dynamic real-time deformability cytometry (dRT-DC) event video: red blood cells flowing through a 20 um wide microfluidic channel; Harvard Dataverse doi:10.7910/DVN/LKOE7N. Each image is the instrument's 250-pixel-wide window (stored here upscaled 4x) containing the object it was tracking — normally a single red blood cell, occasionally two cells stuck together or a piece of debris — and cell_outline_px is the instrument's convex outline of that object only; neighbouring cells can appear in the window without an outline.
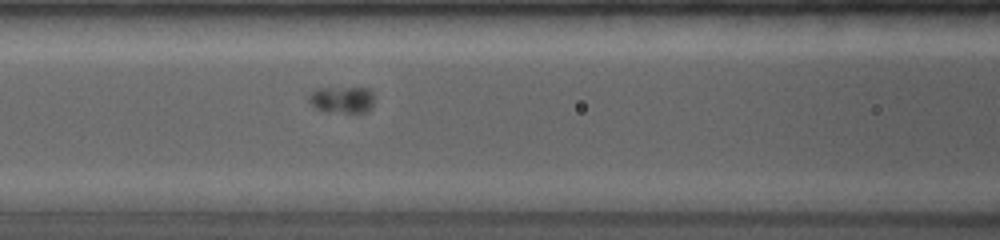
{"species": "common noctule bat (a hibernating species)", "species_latin": "Nyctalus noctula", "temperature_condition": "room temperature", "stored_images_in_passage": 10, "camera_frame_rate_fps": 4000, "um_per_image_px": 0.085, "animal": {"sex": "female", "body_mass_g": 19.0, "forearm_length_mm": 53.3}, "frame": {"image": 1, "passage_image": 7, "time_ms": 4.0, "image_size_px": [1000, 240], "cell_outline_px": [[372, 104], [364, 112], [324, 112], [316, 108], [308, 100], [308, 96], [316, 88], [368, 88], [372, 92]], "centroid_in_image_um": [29.02, 8.46], "position_along_channel_um": 137.6, "area_um2": 10.0}}